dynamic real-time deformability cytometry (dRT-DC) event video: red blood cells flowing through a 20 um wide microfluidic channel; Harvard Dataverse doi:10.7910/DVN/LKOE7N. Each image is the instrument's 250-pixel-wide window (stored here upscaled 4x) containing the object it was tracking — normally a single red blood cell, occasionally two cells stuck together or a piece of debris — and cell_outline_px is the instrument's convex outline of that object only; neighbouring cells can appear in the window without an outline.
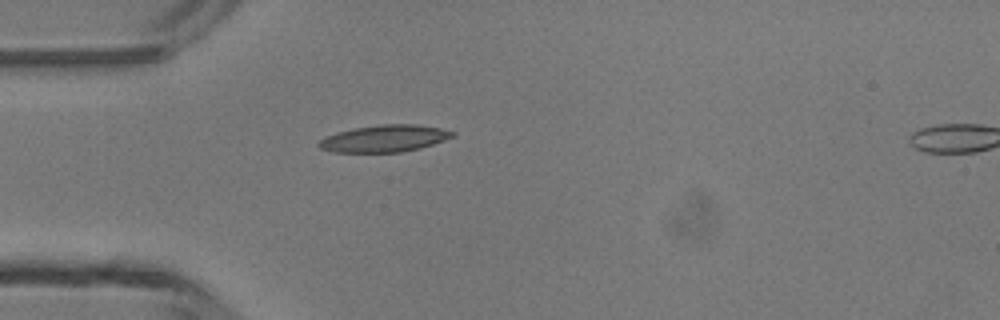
{"species": "common noctule bat (a hibernating species)", "species_latin": "Nyctalus noctula", "temperature_condition": "room temperature", "stored_images_in_passage": 4, "camera_frame_rate_fps": 3000, "um_per_image_px": 0.085, "animal": {"sex": "male", "body_mass_g": 13.3}, "frame": {"image": 1, "passage_image": 3, "time_ms": 3.333, "image_size_px": [1000, 320], "cell_outline_px": [[456, 136], [420, 148], [400, 152], [332, 152], [320, 148], [316, 144], [324, 136], [336, 132], [352, 128], [380, 124], [416, 124], [440, 128], [456, 132]], "centroid_in_image_um": [32.65, 11.76], "position_along_channel_um": 52.3, "area_um2": 21.15}}